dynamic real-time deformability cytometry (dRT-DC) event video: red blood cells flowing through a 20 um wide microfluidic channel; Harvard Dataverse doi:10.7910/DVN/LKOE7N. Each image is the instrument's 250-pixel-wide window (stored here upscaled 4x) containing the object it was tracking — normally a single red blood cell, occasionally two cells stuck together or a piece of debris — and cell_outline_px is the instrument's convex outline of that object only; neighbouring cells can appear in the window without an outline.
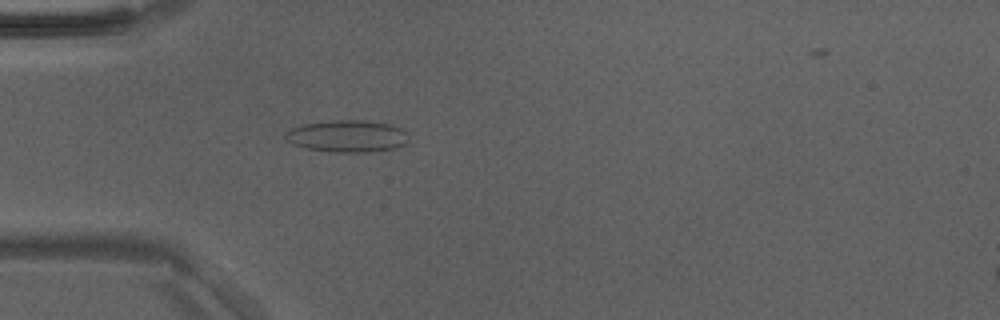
{"species": "Egyptian fruit bat (a non-hibernating species)", "species_latin": "Rousettus aegyptiacus", "temperature_condition": "room temperature", "stored_images_in_passage": 12, "camera_frame_rate_fps": 3000, "um_per_image_px": 0.085, "animal": {"sex": "male"}, "frame": {"image": 1, "passage_image": 3, "time_ms": 0.667, "image_size_px": [1000, 320], "cell_outline_px": [[408, 140], [404, 144], [396, 148], [368, 152], [336, 152], [304, 148], [292, 144], [284, 136], [284, 132], [292, 128], [304, 124], [332, 120], [364, 120], [388, 124], [400, 128], [408, 136]], "centroid_in_image_um": [29.49, 11.57], "position_along_channel_um": 55.5, "area_um2": 22.89}}